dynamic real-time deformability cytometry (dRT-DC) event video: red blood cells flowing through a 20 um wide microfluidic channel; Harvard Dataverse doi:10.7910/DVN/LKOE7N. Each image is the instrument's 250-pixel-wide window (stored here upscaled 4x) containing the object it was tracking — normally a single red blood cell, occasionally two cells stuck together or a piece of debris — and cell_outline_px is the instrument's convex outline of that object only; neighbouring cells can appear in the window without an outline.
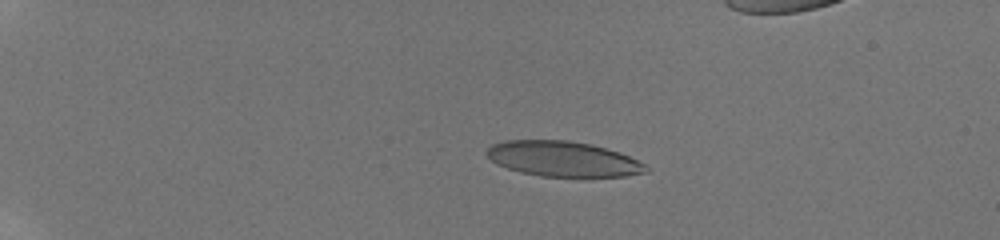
{"species": "human", "species_latin": "Homo sapiens", "temperature_condition": "room temperature", "stored_images_in_passage": 20, "camera_frame_rate_fps": 3000, "um_per_image_px": 0.085, "donor": {"sex": "male"}, "frame": {"image": 1, "passage_image": 7, "time_ms": 4.667, "image_size_px": [1000, 240], "cell_outline_px": [[648, 172], [624, 176], [540, 176], [520, 172], [496, 164], [484, 152], [492, 144], [504, 140], [568, 140], [592, 144], [620, 152], [644, 164], [648, 168]], "centroid_in_image_um": [47.83, 13.49], "position_along_channel_um": 37.2, "area_um2": 32.6}}
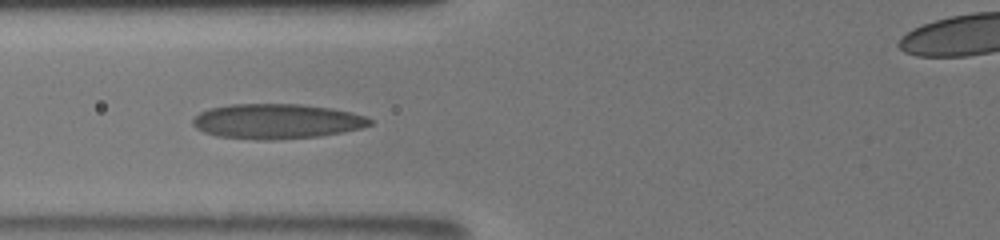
{"frame": {"image": 2, "passage_image": 13, "time_ms": 8.667, "image_size_px": [1000, 240], "cell_outline_px": [[372, 124], [360, 128], [320, 136], [272, 140], [256, 140], [216, 136], [204, 132], [196, 128], [192, 124], [192, 120], [200, 112], [208, 108], [232, 104], [300, 104], [328, 108], [368, 116], [372, 120]], "centroid_in_image_um": [23.48, 10.31], "position_along_channel_um": 102.3, "area_um2": 36.01}}
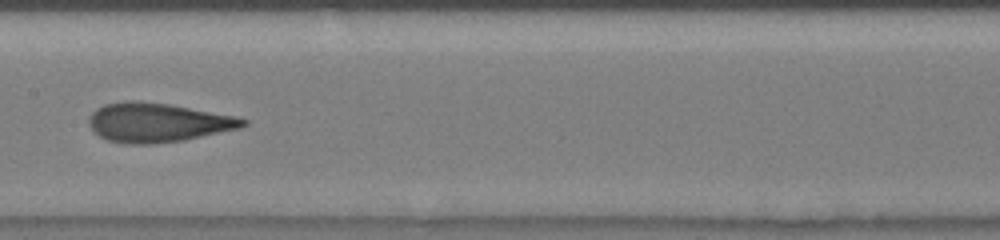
{"frame": {"image": 3, "passage_image": 18, "time_ms": 11.0, "image_size_px": [1000, 240], "cell_outline_px": [[248, 124], [240, 128], [184, 140], [152, 144], [124, 144], [108, 140], [100, 136], [88, 124], [88, 116], [96, 108], [104, 104], [128, 100], [132, 100], [168, 104], [236, 116], [248, 120]], "centroid_in_image_um": [13.38, 10.41], "position_along_channel_um": 194.0, "area_um2": 35.14}}